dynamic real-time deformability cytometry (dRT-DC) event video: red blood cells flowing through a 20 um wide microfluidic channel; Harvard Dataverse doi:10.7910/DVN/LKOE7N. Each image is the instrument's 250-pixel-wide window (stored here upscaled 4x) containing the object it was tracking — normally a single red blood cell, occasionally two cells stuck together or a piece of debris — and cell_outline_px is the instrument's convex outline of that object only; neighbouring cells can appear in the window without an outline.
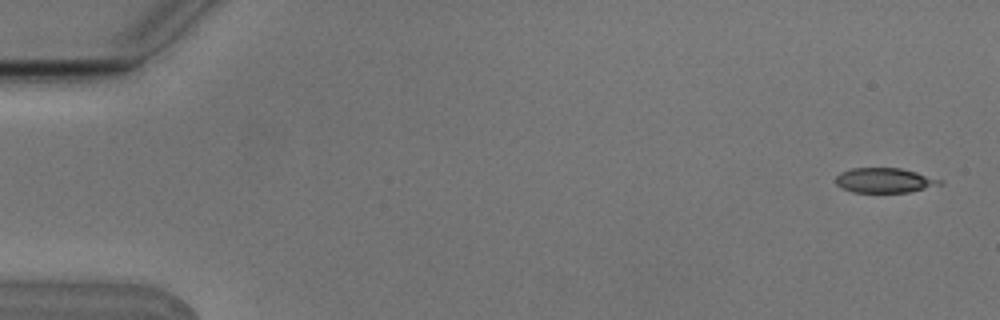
{"species": "Egyptian fruit bat (a non-hibernating species)", "species_latin": "Rousettus aegyptiacus", "temperature_condition": "cold", "stored_images_in_passage": 5, "camera_frame_rate_fps": 3000, "um_per_image_px": 0.085, "animal": {"sex": "male"}, "frame": {"image": 1, "passage_image": 1, "time_ms": 0.0, "image_size_px": [1000, 320], "cell_outline_px": [[944, 184], [908, 192], [852, 192], [836, 184], [836, 176], [840, 172], [852, 168], [900, 168], [916, 172], [944, 180]], "centroid_in_image_um": [75.21, 15.32], "position_along_channel_um": 9.8, "area_um2": 15.03}}